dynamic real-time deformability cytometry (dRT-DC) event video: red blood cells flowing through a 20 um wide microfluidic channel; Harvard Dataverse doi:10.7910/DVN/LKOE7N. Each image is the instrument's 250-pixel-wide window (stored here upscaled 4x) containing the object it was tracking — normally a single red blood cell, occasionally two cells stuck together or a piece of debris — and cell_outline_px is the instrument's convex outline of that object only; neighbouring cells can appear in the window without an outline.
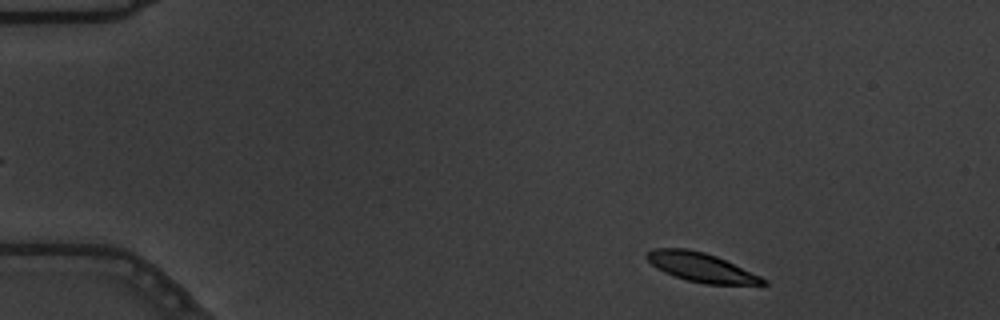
{"species": "common noctule bat (a hibernating species)", "species_latin": "Nyctalus noctula", "temperature_condition": "warm", "stored_images_in_passage": 52, "camera_frame_rate_fps": 3000, "um_per_image_px": 0.085, "animal": {"sex": "male", "body_mass_g": 19.5, "forearm_length_mm": 54.6}, "frame": {"image": 1, "passage_image": 3, "time_ms": 0.667, "image_size_px": [1000, 320], "cell_outline_px": [[768, 284], [704, 284], [688, 280], [664, 272], [656, 268], [644, 256], [652, 248], [688, 248], [704, 252], [716, 256], [760, 276], [768, 280]], "centroid_in_image_um": [59.57, 22.71], "position_along_channel_um": 25.4, "area_um2": 19.48}}
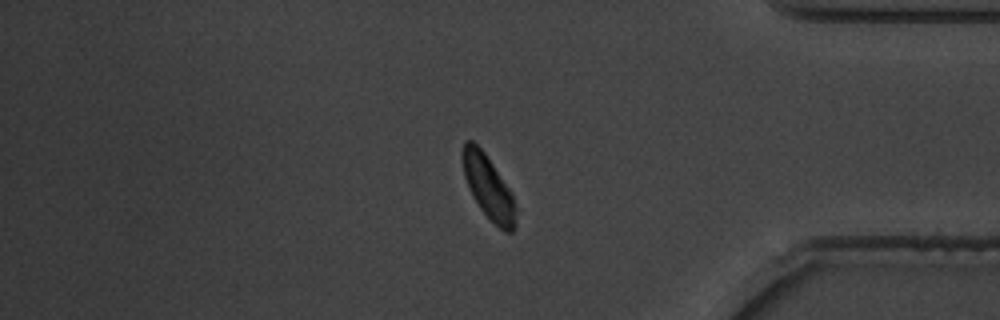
{"frame": {"image": 2, "passage_image": 43, "time_ms": 14.0, "image_size_px": [1000, 320], "cell_outline_px": [[516, 224], [512, 232], [504, 232], [480, 208], [472, 196], [468, 188], [464, 176], [460, 156], [460, 152], [464, 140], [472, 140], [484, 152], [512, 192], [516, 208]], "centroid_in_image_um": [41.48, 15.88], "position_along_channel_um": 393.7, "area_um2": 19.88}}
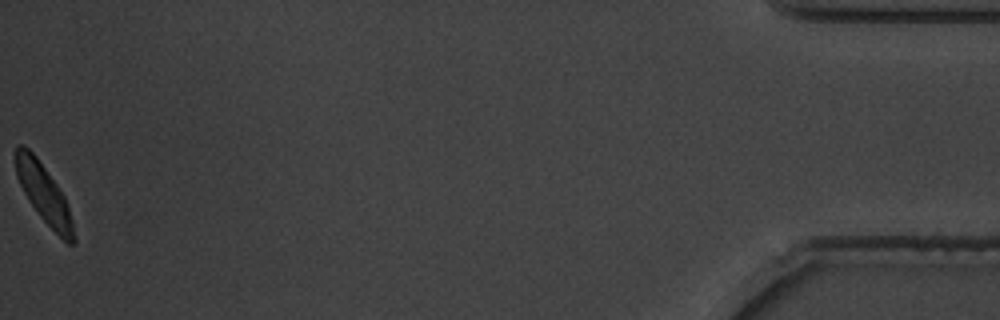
{"frame": {"image": 3, "passage_image": 52, "time_ms": 17.0, "image_size_px": [1000, 320], "cell_outline_px": [[76, 240], [72, 244], [68, 244], [40, 216], [28, 200], [16, 176], [16, 144], [24, 144], [36, 156], [56, 184], [64, 196], [68, 204], [72, 220]], "centroid_in_image_um": [3.73, 16.45], "position_along_channel_um": 431.5, "area_um2": 19.48}, "authors_computed_cell_mechanics": {"area_um2": 20.8947, "velocity_mm_per_s": 3.5826, "shape_relaxation_time_tau1_ms": 2.9696, "shape_relaxation_time_tau2_ms": 5.7759, "deformation_change_tau1": 0.1678, "deformation_change_tau2": 0.1028}}